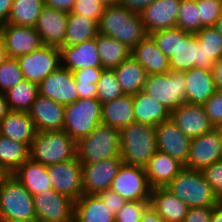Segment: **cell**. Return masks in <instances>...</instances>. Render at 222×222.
Instances as JSON below:
<instances>
[{
    "instance_id": "cell-1",
    "label": "cell",
    "mask_w": 222,
    "mask_h": 222,
    "mask_svg": "<svg viewBox=\"0 0 222 222\" xmlns=\"http://www.w3.org/2000/svg\"><path fill=\"white\" fill-rule=\"evenodd\" d=\"M98 33L119 40L131 50L148 35L139 14L119 4L104 8Z\"/></svg>"
},
{
    "instance_id": "cell-2",
    "label": "cell",
    "mask_w": 222,
    "mask_h": 222,
    "mask_svg": "<svg viewBox=\"0 0 222 222\" xmlns=\"http://www.w3.org/2000/svg\"><path fill=\"white\" fill-rule=\"evenodd\" d=\"M119 131L120 157L123 163L145 168L157 151L155 127L134 122Z\"/></svg>"
},
{
    "instance_id": "cell-3",
    "label": "cell",
    "mask_w": 222,
    "mask_h": 222,
    "mask_svg": "<svg viewBox=\"0 0 222 222\" xmlns=\"http://www.w3.org/2000/svg\"><path fill=\"white\" fill-rule=\"evenodd\" d=\"M77 157V142L64 130L36 132L29 158L44 166L73 160Z\"/></svg>"
},
{
    "instance_id": "cell-4",
    "label": "cell",
    "mask_w": 222,
    "mask_h": 222,
    "mask_svg": "<svg viewBox=\"0 0 222 222\" xmlns=\"http://www.w3.org/2000/svg\"><path fill=\"white\" fill-rule=\"evenodd\" d=\"M189 208L214 206L219 203L201 170L183 168L166 186Z\"/></svg>"
},
{
    "instance_id": "cell-5",
    "label": "cell",
    "mask_w": 222,
    "mask_h": 222,
    "mask_svg": "<svg viewBox=\"0 0 222 222\" xmlns=\"http://www.w3.org/2000/svg\"><path fill=\"white\" fill-rule=\"evenodd\" d=\"M77 157L81 164L120 157V131L99 123L88 136L77 142Z\"/></svg>"
},
{
    "instance_id": "cell-6",
    "label": "cell",
    "mask_w": 222,
    "mask_h": 222,
    "mask_svg": "<svg viewBox=\"0 0 222 222\" xmlns=\"http://www.w3.org/2000/svg\"><path fill=\"white\" fill-rule=\"evenodd\" d=\"M33 218V195L11 174L0 188V222Z\"/></svg>"
},
{
    "instance_id": "cell-7",
    "label": "cell",
    "mask_w": 222,
    "mask_h": 222,
    "mask_svg": "<svg viewBox=\"0 0 222 222\" xmlns=\"http://www.w3.org/2000/svg\"><path fill=\"white\" fill-rule=\"evenodd\" d=\"M186 78L182 72L147 75L143 92L160 102L171 113L186 103Z\"/></svg>"
},
{
    "instance_id": "cell-8",
    "label": "cell",
    "mask_w": 222,
    "mask_h": 222,
    "mask_svg": "<svg viewBox=\"0 0 222 222\" xmlns=\"http://www.w3.org/2000/svg\"><path fill=\"white\" fill-rule=\"evenodd\" d=\"M102 104L96 98H78L65 106L64 131L78 142L102 123Z\"/></svg>"
},
{
    "instance_id": "cell-9",
    "label": "cell",
    "mask_w": 222,
    "mask_h": 222,
    "mask_svg": "<svg viewBox=\"0 0 222 222\" xmlns=\"http://www.w3.org/2000/svg\"><path fill=\"white\" fill-rule=\"evenodd\" d=\"M33 204L41 222H74L75 201L54 189L34 194Z\"/></svg>"
},
{
    "instance_id": "cell-10",
    "label": "cell",
    "mask_w": 222,
    "mask_h": 222,
    "mask_svg": "<svg viewBox=\"0 0 222 222\" xmlns=\"http://www.w3.org/2000/svg\"><path fill=\"white\" fill-rule=\"evenodd\" d=\"M16 59L24 79L37 85L61 66L60 49L55 46L43 45L40 49Z\"/></svg>"
},
{
    "instance_id": "cell-11",
    "label": "cell",
    "mask_w": 222,
    "mask_h": 222,
    "mask_svg": "<svg viewBox=\"0 0 222 222\" xmlns=\"http://www.w3.org/2000/svg\"><path fill=\"white\" fill-rule=\"evenodd\" d=\"M110 189L126 201L150 200L152 190L145 168L124 163L119 168Z\"/></svg>"
},
{
    "instance_id": "cell-12",
    "label": "cell",
    "mask_w": 222,
    "mask_h": 222,
    "mask_svg": "<svg viewBox=\"0 0 222 222\" xmlns=\"http://www.w3.org/2000/svg\"><path fill=\"white\" fill-rule=\"evenodd\" d=\"M222 160V142L220 127L193 138L185 168L202 170L206 166Z\"/></svg>"
},
{
    "instance_id": "cell-13",
    "label": "cell",
    "mask_w": 222,
    "mask_h": 222,
    "mask_svg": "<svg viewBox=\"0 0 222 222\" xmlns=\"http://www.w3.org/2000/svg\"><path fill=\"white\" fill-rule=\"evenodd\" d=\"M122 164L121 157H112L95 163L82 164L83 194H98L110 189Z\"/></svg>"
},
{
    "instance_id": "cell-14",
    "label": "cell",
    "mask_w": 222,
    "mask_h": 222,
    "mask_svg": "<svg viewBox=\"0 0 222 222\" xmlns=\"http://www.w3.org/2000/svg\"><path fill=\"white\" fill-rule=\"evenodd\" d=\"M53 189L76 201L82 194V164L78 157L47 166Z\"/></svg>"
},
{
    "instance_id": "cell-15",
    "label": "cell",
    "mask_w": 222,
    "mask_h": 222,
    "mask_svg": "<svg viewBox=\"0 0 222 222\" xmlns=\"http://www.w3.org/2000/svg\"><path fill=\"white\" fill-rule=\"evenodd\" d=\"M38 87L41 96L50 98L64 106L79 98L73 72L63 66L45 77Z\"/></svg>"
},
{
    "instance_id": "cell-16",
    "label": "cell",
    "mask_w": 222,
    "mask_h": 222,
    "mask_svg": "<svg viewBox=\"0 0 222 222\" xmlns=\"http://www.w3.org/2000/svg\"><path fill=\"white\" fill-rule=\"evenodd\" d=\"M1 37L10 58L30 54L44 45L41 36L34 27L5 23L1 26Z\"/></svg>"
},
{
    "instance_id": "cell-17",
    "label": "cell",
    "mask_w": 222,
    "mask_h": 222,
    "mask_svg": "<svg viewBox=\"0 0 222 222\" xmlns=\"http://www.w3.org/2000/svg\"><path fill=\"white\" fill-rule=\"evenodd\" d=\"M155 131L157 150L185 165L192 139L187 137L171 119L157 125Z\"/></svg>"
},
{
    "instance_id": "cell-18",
    "label": "cell",
    "mask_w": 222,
    "mask_h": 222,
    "mask_svg": "<svg viewBox=\"0 0 222 222\" xmlns=\"http://www.w3.org/2000/svg\"><path fill=\"white\" fill-rule=\"evenodd\" d=\"M181 0H156L140 14L141 21L149 34L177 28V18Z\"/></svg>"
},
{
    "instance_id": "cell-19",
    "label": "cell",
    "mask_w": 222,
    "mask_h": 222,
    "mask_svg": "<svg viewBox=\"0 0 222 222\" xmlns=\"http://www.w3.org/2000/svg\"><path fill=\"white\" fill-rule=\"evenodd\" d=\"M35 129L40 131H61L65 126V106L40 94L28 111Z\"/></svg>"
},
{
    "instance_id": "cell-20",
    "label": "cell",
    "mask_w": 222,
    "mask_h": 222,
    "mask_svg": "<svg viewBox=\"0 0 222 222\" xmlns=\"http://www.w3.org/2000/svg\"><path fill=\"white\" fill-rule=\"evenodd\" d=\"M68 14L46 6L42 9L34 28L41 36L44 45L58 48L64 46Z\"/></svg>"
},
{
    "instance_id": "cell-21",
    "label": "cell",
    "mask_w": 222,
    "mask_h": 222,
    "mask_svg": "<svg viewBox=\"0 0 222 222\" xmlns=\"http://www.w3.org/2000/svg\"><path fill=\"white\" fill-rule=\"evenodd\" d=\"M170 119L190 139L199 137L214 127L203 105L183 103L171 112Z\"/></svg>"
},
{
    "instance_id": "cell-22",
    "label": "cell",
    "mask_w": 222,
    "mask_h": 222,
    "mask_svg": "<svg viewBox=\"0 0 222 222\" xmlns=\"http://www.w3.org/2000/svg\"><path fill=\"white\" fill-rule=\"evenodd\" d=\"M59 49L61 66L72 72L85 68H103L96 37L74 46H62Z\"/></svg>"
},
{
    "instance_id": "cell-23",
    "label": "cell",
    "mask_w": 222,
    "mask_h": 222,
    "mask_svg": "<svg viewBox=\"0 0 222 222\" xmlns=\"http://www.w3.org/2000/svg\"><path fill=\"white\" fill-rule=\"evenodd\" d=\"M131 57L144 68L147 75L171 71L170 59L158 48L150 35H147L131 50Z\"/></svg>"
},
{
    "instance_id": "cell-24",
    "label": "cell",
    "mask_w": 222,
    "mask_h": 222,
    "mask_svg": "<svg viewBox=\"0 0 222 222\" xmlns=\"http://www.w3.org/2000/svg\"><path fill=\"white\" fill-rule=\"evenodd\" d=\"M150 206L164 222H183L189 207L165 187L151 190Z\"/></svg>"
},
{
    "instance_id": "cell-25",
    "label": "cell",
    "mask_w": 222,
    "mask_h": 222,
    "mask_svg": "<svg viewBox=\"0 0 222 222\" xmlns=\"http://www.w3.org/2000/svg\"><path fill=\"white\" fill-rule=\"evenodd\" d=\"M186 78V103L203 105L215 92L212 71L192 68L183 72Z\"/></svg>"
},
{
    "instance_id": "cell-26",
    "label": "cell",
    "mask_w": 222,
    "mask_h": 222,
    "mask_svg": "<svg viewBox=\"0 0 222 222\" xmlns=\"http://www.w3.org/2000/svg\"><path fill=\"white\" fill-rule=\"evenodd\" d=\"M183 168L181 162L157 150L145 167L150 187H165Z\"/></svg>"
},
{
    "instance_id": "cell-27",
    "label": "cell",
    "mask_w": 222,
    "mask_h": 222,
    "mask_svg": "<svg viewBox=\"0 0 222 222\" xmlns=\"http://www.w3.org/2000/svg\"><path fill=\"white\" fill-rule=\"evenodd\" d=\"M192 68H198V39L195 33L177 28L176 52L170 58V69L183 73Z\"/></svg>"
},
{
    "instance_id": "cell-28",
    "label": "cell",
    "mask_w": 222,
    "mask_h": 222,
    "mask_svg": "<svg viewBox=\"0 0 222 222\" xmlns=\"http://www.w3.org/2000/svg\"><path fill=\"white\" fill-rule=\"evenodd\" d=\"M36 129L28 112L10 111L0 123V134L26 144L33 142Z\"/></svg>"
},
{
    "instance_id": "cell-29",
    "label": "cell",
    "mask_w": 222,
    "mask_h": 222,
    "mask_svg": "<svg viewBox=\"0 0 222 222\" xmlns=\"http://www.w3.org/2000/svg\"><path fill=\"white\" fill-rule=\"evenodd\" d=\"M74 222H115V214L97 194H82L75 201Z\"/></svg>"
},
{
    "instance_id": "cell-30",
    "label": "cell",
    "mask_w": 222,
    "mask_h": 222,
    "mask_svg": "<svg viewBox=\"0 0 222 222\" xmlns=\"http://www.w3.org/2000/svg\"><path fill=\"white\" fill-rule=\"evenodd\" d=\"M14 177L32 194L53 189L47 166L27 159L13 173Z\"/></svg>"
},
{
    "instance_id": "cell-31",
    "label": "cell",
    "mask_w": 222,
    "mask_h": 222,
    "mask_svg": "<svg viewBox=\"0 0 222 222\" xmlns=\"http://www.w3.org/2000/svg\"><path fill=\"white\" fill-rule=\"evenodd\" d=\"M135 121L156 127L170 119V112L160 102L143 91L133 95Z\"/></svg>"
},
{
    "instance_id": "cell-32",
    "label": "cell",
    "mask_w": 222,
    "mask_h": 222,
    "mask_svg": "<svg viewBox=\"0 0 222 222\" xmlns=\"http://www.w3.org/2000/svg\"><path fill=\"white\" fill-rule=\"evenodd\" d=\"M102 123L122 129L135 121L133 95L124 94L120 98L102 104Z\"/></svg>"
},
{
    "instance_id": "cell-33",
    "label": "cell",
    "mask_w": 222,
    "mask_h": 222,
    "mask_svg": "<svg viewBox=\"0 0 222 222\" xmlns=\"http://www.w3.org/2000/svg\"><path fill=\"white\" fill-rule=\"evenodd\" d=\"M124 94L135 95L143 91L147 72L131 56L112 69Z\"/></svg>"
},
{
    "instance_id": "cell-34",
    "label": "cell",
    "mask_w": 222,
    "mask_h": 222,
    "mask_svg": "<svg viewBox=\"0 0 222 222\" xmlns=\"http://www.w3.org/2000/svg\"><path fill=\"white\" fill-rule=\"evenodd\" d=\"M96 43L104 69L112 70L131 56V49L113 37L98 33Z\"/></svg>"
},
{
    "instance_id": "cell-35",
    "label": "cell",
    "mask_w": 222,
    "mask_h": 222,
    "mask_svg": "<svg viewBox=\"0 0 222 222\" xmlns=\"http://www.w3.org/2000/svg\"><path fill=\"white\" fill-rule=\"evenodd\" d=\"M98 35V23L80 14L69 13L64 46H74Z\"/></svg>"
},
{
    "instance_id": "cell-36",
    "label": "cell",
    "mask_w": 222,
    "mask_h": 222,
    "mask_svg": "<svg viewBox=\"0 0 222 222\" xmlns=\"http://www.w3.org/2000/svg\"><path fill=\"white\" fill-rule=\"evenodd\" d=\"M44 7V0H14L7 23L15 26L34 27Z\"/></svg>"
},
{
    "instance_id": "cell-37",
    "label": "cell",
    "mask_w": 222,
    "mask_h": 222,
    "mask_svg": "<svg viewBox=\"0 0 222 222\" xmlns=\"http://www.w3.org/2000/svg\"><path fill=\"white\" fill-rule=\"evenodd\" d=\"M4 94L10 111L28 112L39 95V87L24 79Z\"/></svg>"
},
{
    "instance_id": "cell-38",
    "label": "cell",
    "mask_w": 222,
    "mask_h": 222,
    "mask_svg": "<svg viewBox=\"0 0 222 222\" xmlns=\"http://www.w3.org/2000/svg\"><path fill=\"white\" fill-rule=\"evenodd\" d=\"M29 150L26 144L0 134V166L10 174L29 159Z\"/></svg>"
},
{
    "instance_id": "cell-39",
    "label": "cell",
    "mask_w": 222,
    "mask_h": 222,
    "mask_svg": "<svg viewBox=\"0 0 222 222\" xmlns=\"http://www.w3.org/2000/svg\"><path fill=\"white\" fill-rule=\"evenodd\" d=\"M124 95L113 70L104 69L97 82L96 99L101 103L112 101Z\"/></svg>"
},
{
    "instance_id": "cell-40",
    "label": "cell",
    "mask_w": 222,
    "mask_h": 222,
    "mask_svg": "<svg viewBox=\"0 0 222 222\" xmlns=\"http://www.w3.org/2000/svg\"><path fill=\"white\" fill-rule=\"evenodd\" d=\"M177 28L189 33H197L203 28L199 21L196 0H181L177 18Z\"/></svg>"
},
{
    "instance_id": "cell-41",
    "label": "cell",
    "mask_w": 222,
    "mask_h": 222,
    "mask_svg": "<svg viewBox=\"0 0 222 222\" xmlns=\"http://www.w3.org/2000/svg\"><path fill=\"white\" fill-rule=\"evenodd\" d=\"M195 35L209 57L215 61L222 57V35L215 27H203Z\"/></svg>"
},
{
    "instance_id": "cell-42",
    "label": "cell",
    "mask_w": 222,
    "mask_h": 222,
    "mask_svg": "<svg viewBox=\"0 0 222 222\" xmlns=\"http://www.w3.org/2000/svg\"><path fill=\"white\" fill-rule=\"evenodd\" d=\"M23 80L24 76L17 59L9 57L0 66V93H5Z\"/></svg>"
},
{
    "instance_id": "cell-43",
    "label": "cell",
    "mask_w": 222,
    "mask_h": 222,
    "mask_svg": "<svg viewBox=\"0 0 222 222\" xmlns=\"http://www.w3.org/2000/svg\"><path fill=\"white\" fill-rule=\"evenodd\" d=\"M202 27H215L222 17V0H196Z\"/></svg>"
},
{
    "instance_id": "cell-44",
    "label": "cell",
    "mask_w": 222,
    "mask_h": 222,
    "mask_svg": "<svg viewBox=\"0 0 222 222\" xmlns=\"http://www.w3.org/2000/svg\"><path fill=\"white\" fill-rule=\"evenodd\" d=\"M150 206V200L127 201L116 213L115 222H140L143 213Z\"/></svg>"
},
{
    "instance_id": "cell-45",
    "label": "cell",
    "mask_w": 222,
    "mask_h": 222,
    "mask_svg": "<svg viewBox=\"0 0 222 222\" xmlns=\"http://www.w3.org/2000/svg\"><path fill=\"white\" fill-rule=\"evenodd\" d=\"M158 48L170 59L175 55L177 46V28L159 30L149 34Z\"/></svg>"
},
{
    "instance_id": "cell-46",
    "label": "cell",
    "mask_w": 222,
    "mask_h": 222,
    "mask_svg": "<svg viewBox=\"0 0 222 222\" xmlns=\"http://www.w3.org/2000/svg\"><path fill=\"white\" fill-rule=\"evenodd\" d=\"M203 108L214 127L222 126V90H216L203 104Z\"/></svg>"
},
{
    "instance_id": "cell-47",
    "label": "cell",
    "mask_w": 222,
    "mask_h": 222,
    "mask_svg": "<svg viewBox=\"0 0 222 222\" xmlns=\"http://www.w3.org/2000/svg\"><path fill=\"white\" fill-rule=\"evenodd\" d=\"M201 172L212 187L218 201H222V160L204 167Z\"/></svg>"
},
{
    "instance_id": "cell-48",
    "label": "cell",
    "mask_w": 222,
    "mask_h": 222,
    "mask_svg": "<svg viewBox=\"0 0 222 222\" xmlns=\"http://www.w3.org/2000/svg\"><path fill=\"white\" fill-rule=\"evenodd\" d=\"M104 7L95 0H77L71 13L80 14L86 18L95 20L97 23L103 14Z\"/></svg>"
},
{
    "instance_id": "cell-49",
    "label": "cell",
    "mask_w": 222,
    "mask_h": 222,
    "mask_svg": "<svg viewBox=\"0 0 222 222\" xmlns=\"http://www.w3.org/2000/svg\"><path fill=\"white\" fill-rule=\"evenodd\" d=\"M97 195L115 215L127 202L123 197H121L118 193L114 192L111 189L102 191Z\"/></svg>"
},
{
    "instance_id": "cell-50",
    "label": "cell",
    "mask_w": 222,
    "mask_h": 222,
    "mask_svg": "<svg viewBox=\"0 0 222 222\" xmlns=\"http://www.w3.org/2000/svg\"><path fill=\"white\" fill-rule=\"evenodd\" d=\"M104 68H85L73 71L76 83L97 84Z\"/></svg>"
},
{
    "instance_id": "cell-51",
    "label": "cell",
    "mask_w": 222,
    "mask_h": 222,
    "mask_svg": "<svg viewBox=\"0 0 222 222\" xmlns=\"http://www.w3.org/2000/svg\"><path fill=\"white\" fill-rule=\"evenodd\" d=\"M213 206L189 208L183 222H211Z\"/></svg>"
},
{
    "instance_id": "cell-52",
    "label": "cell",
    "mask_w": 222,
    "mask_h": 222,
    "mask_svg": "<svg viewBox=\"0 0 222 222\" xmlns=\"http://www.w3.org/2000/svg\"><path fill=\"white\" fill-rule=\"evenodd\" d=\"M156 0H119L118 4L131 12L140 14L147 6Z\"/></svg>"
},
{
    "instance_id": "cell-53",
    "label": "cell",
    "mask_w": 222,
    "mask_h": 222,
    "mask_svg": "<svg viewBox=\"0 0 222 222\" xmlns=\"http://www.w3.org/2000/svg\"><path fill=\"white\" fill-rule=\"evenodd\" d=\"M77 0H44L45 6L51 9L70 13Z\"/></svg>"
},
{
    "instance_id": "cell-54",
    "label": "cell",
    "mask_w": 222,
    "mask_h": 222,
    "mask_svg": "<svg viewBox=\"0 0 222 222\" xmlns=\"http://www.w3.org/2000/svg\"><path fill=\"white\" fill-rule=\"evenodd\" d=\"M215 60L208 56L207 52L198 42V68L212 71Z\"/></svg>"
},
{
    "instance_id": "cell-55",
    "label": "cell",
    "mask_w": 222,
    "mask_h": 222,
    "mask_svg": "<svg viewBox=\"0 0 222 222\" xmlns=\"http://www.w3.org/2000/svg\"><path fill=\"white\" fill-rule=\"evenodd\" d=\"M79 98H96L97 84L76 83Z\"/></svg>"
},
{
    "instance_id": "cell-56",
    "label": "cell",
    "mask_w": 222,
    "mask_h": 222,
    "mask_svg": "<svg viewBox=\"0 0 222 222\" xmlns=\"http://www.w3.org/2000/svg\"><path fill=\"white\" fill-rule=\"evenodd\" d=\"M212 74L216 89L222 90V57L215 61Z\"/></svg>"
},
{
    "instance_id": "cell-57",
    "label": "cell",
    "mask_w": 222,
    "mask_h": 222,
    "mask_svg": "<svg viewBox=\"0 0 222 222\" xmlns=\"http://www.w3.org/2000/svg\"><path fill=\"white\" fill-rule=\"evenodd\" d=\"M13 0H0V24H5L8 21Z\"/></svg>"
},
{
    "instance_id": "cell-58",
    "label": "cell",
    "mask_w": 222,
    "mask_h": 222,
    "mask_svg": "<svg viewBox=\"0 0 222 222\" xmlns=\"http://www.w3.org/2000/svg\"><path fill=\"white\" fill-rule=\"evenodd\" d=\"M140 222H164V220L149 206L143 213Z\"/></svg>"
},
{
    "instance_id": "cell-59",
    "label": "cell",
    "mask_w": 222,
    "mask_h": 222,
    "mask_svg": "<svg viewBox=\"0 0 222 222\" xmlns=\"http://www.w3.org/2000/svg\"><path fill=\"white\" fill-rule=\"evenodd\" d=\"M10 112L4 93H0V123Z\"/></svg>"
},
{
    "instance_id": "cell-60",
    "label": "cell",
    "mask_w": 222,
    "mask_h": 222,
    "mask_svg": "<svg viewBox=\"0 0 222 222\" xmlns=\"http://www.w3.org/2000/svg\"><path fill=\"white\" fill-rule=\"evenodd\" d=\"M211 222H222V203L221 202L213 206Z\"/></svg>"
},
{
    "instance_id": "cell-61",
    "label": "cell",
    "mask_w": 222,
    "mask_h": 222,
    "mask_svg": "<svg viewBox=\"0 0 222 222\" xmlns=\"http://www.w3.org/2000/svg\"><path fill=\"white\" fill-rule=\"evenodd\" d=\"M9 58L3 38L0 36V66Z\"/></svg>"
},
{
    "instance_id": "cell-62",
    "label": "cell",
    "mask_w": 222,
    "mask_h": 222,
    "mask_svg": "<svg viewBox=\"0 0 222 222\" xmlns=\"http://www.w3.org/2000/svg\"><path fill=\"white\" fill-rule=\"evenodd\" d=\"M11 174L3 167L0 166V188L4 184L5 180L10 176Z\"/></svg>"
},
{
    "instance_id": "cell-63",
    "label": "cell",
    "mask_w": 222,
    "mask_h": 222,
    "mask_svg": "<svg viewBox=\"0 0 222 222\" xmlns=\"http://www.w3.org/2000/svg\"><path fill=\"white\" fill-rule=\"evenodd\" d=\"M95 2L100 3L105 8L109 5L118 4L119 0H95Z\"/></svg>"
},
{
    "instance_id": "cell-64",
    "label": "cell",
    "mask_w": 222,
    "mask_h": 222,
    "mask_svg": "<svg viewBox=\"0 0 222 222\" xmlns=\"http://www.w3.org/2000/svg\"><path fill=\"white\" fill-rule=\"evenodd\" d=\"M6 222H41L39 219L37 218H33V219H28V220H12V221H6Z\"/></svg>"
},
{
    "instance_id": "cell-65",
    "label": "cell",
    "mask_w": 222,
    "mask_h": 222,
    "mask_svg": "<svg viewBox=\"0 0 222 222\" xmlns=\"http://www.w3.org/2000/svg\"><path fill=\"white\" fill-rule=\"evenodd\" d=\"M215 28L219 31V33L222 35V17L218 20L217 24L215 25Z\"/></svg>"
},
{
    "instance_id": "cell-66",
    "label": "cell",
    "mask_w": 222,
    "mask_h": 222,
    "mask_svg": "<svg viewBox=\"0 0 222 222\" xmlns=\"http://www.w3.org/2000/svg\"><path fill=\"white\" fill-rule=\"evenodd\" d=\"M220 135H221V142H222V126H220Z\"/></svg>"
}]
</instances>
